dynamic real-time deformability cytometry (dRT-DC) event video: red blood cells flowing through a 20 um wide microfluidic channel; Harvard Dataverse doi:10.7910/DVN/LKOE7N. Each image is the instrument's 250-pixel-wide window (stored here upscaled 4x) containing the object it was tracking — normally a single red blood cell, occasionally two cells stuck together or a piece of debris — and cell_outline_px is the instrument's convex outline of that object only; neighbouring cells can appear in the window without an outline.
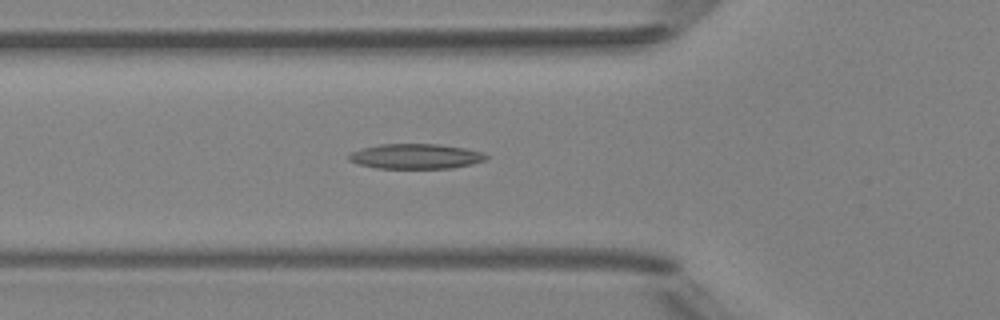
{"species": "Egyptian fruit bat (a non-hibernating species)", "species_latin": "Rousettus aegyptiacus", "temperature_condition": "room temperature", "stored_images_in_passage": 35, "camera_frame_rate_fps": 3000, "um_per_image_px": 0.085, "animal": {"sex": "female"}, "frame": {"image": 1, "passage_image": 5, "time_ms": 1.333, "image_size_px": [1000, 320], "cell_outline_px": [[488, 156], [484, 160], [472, 164], [452, 168], [376, 168], [360, 164], [348, 160], [348, 156], [352, 152], [360, 148], [380, 144], [436, 144], [464, 148], [484, 152]], "centroid_in_image_um": [35.33, 13.28], "position_along_channel_um": 90.5, "area_um2": 19.94}}
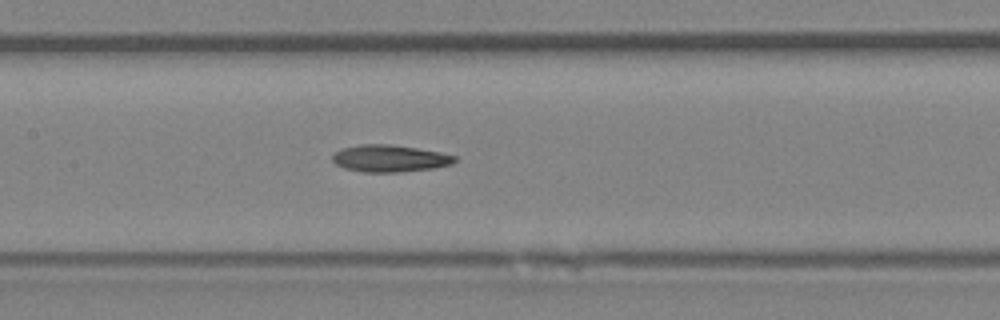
{"frame": {"image": 2, "passage_image": 11, "time_ms": 3.333, "image_size_px": [1000, 320], "cell_outline_px": [[456, 160], [452, 164], [432, 168], [400, 172], [364, 172], [344, 168], [336, 164], [332, 160], [332, 156], [340, 148], [360, 144], [392, 144], [440, 152], [456, 156]], "centroid_in_image_um": [33.1, 13.46], "position_along_channel_um": 174.3, "area_um2": 19.25}}
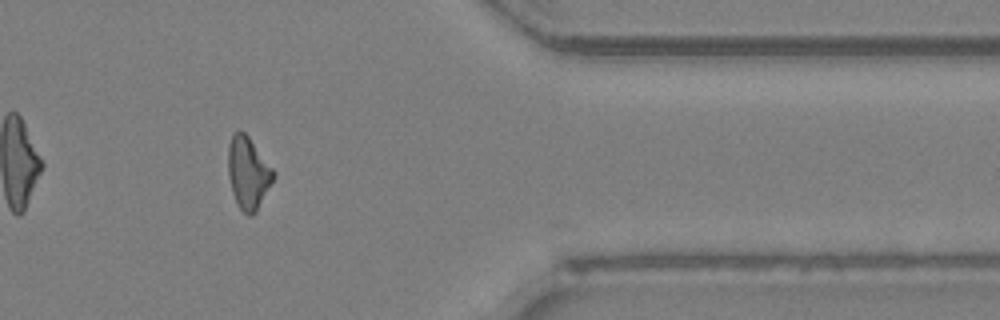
{"frame": {"image": 3, "passage_image": 28, "time_ms": 9.0, "image_size_px": [1000, 320], "cell_outline_px": [[276, 176], [256, 212], [252, 216], [248, 216], [236, 204], [232, 192], [228, 172], [228, 144], [232, 132], [240, 128], [248, 136], [276, 172]], "centroid_in_image_um": [21.09, 14.68], "position_along_channel_um": 390.3, "area_um2": 19.36}}